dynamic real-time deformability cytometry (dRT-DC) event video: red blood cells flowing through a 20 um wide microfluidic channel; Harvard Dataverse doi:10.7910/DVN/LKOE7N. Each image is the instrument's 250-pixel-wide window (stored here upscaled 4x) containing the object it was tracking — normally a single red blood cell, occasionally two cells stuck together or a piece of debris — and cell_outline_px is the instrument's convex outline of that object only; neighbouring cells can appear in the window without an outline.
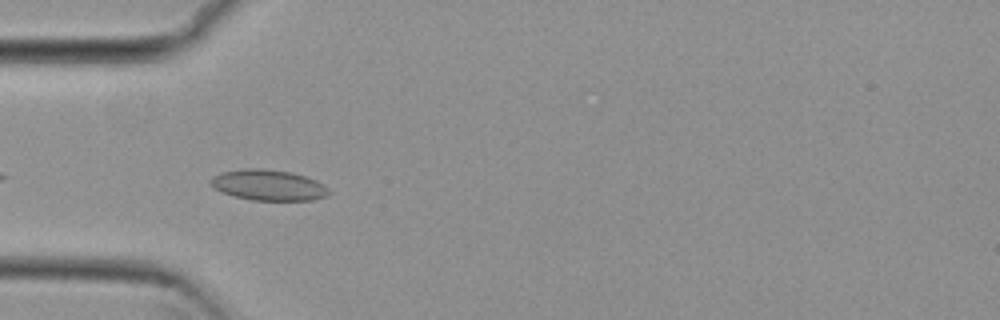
{"species": "common noctule bat (a hibernating species)", "species_latin": "Nyctalus noctula", "temperature_condition": "cold", "stored_images_in_passage": 37, "camera_frame_rate_fps": 3000, "um_per_image_px": 0.085, "animal": {"sex": "female", "body_mass_g": 29.2, "forearm_length_mm": 56.3}, "frame": {"image": 1, "passage_image": 3, "time_ms": 0.667, "image_size_px": [1000, 320], "cell_outline_px": [[332, 192], [328, 196], [312, 200], [252, 200], [220, 192], [208, 184], [208, 180], [212, 176], [224, 172], [244, 168], [260, 168], [292, 172], [316, 180], [324, 184]], "centroid_in_image_um": [22.81, 15.73], "position_along_channel_um": 62.2, "area_um2": 21.39}}
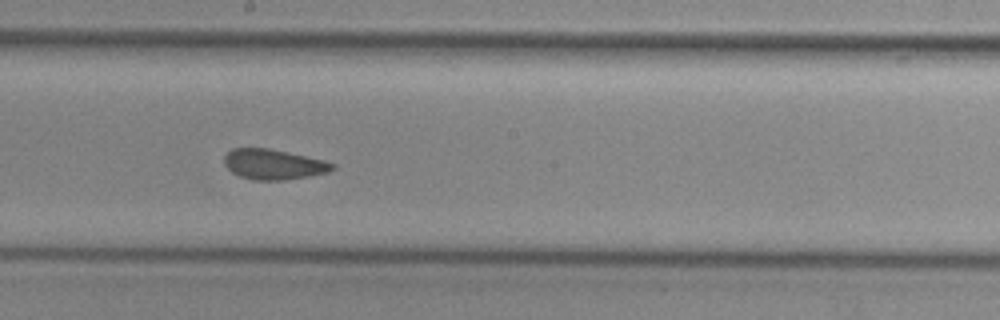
{"frame": {"image": 2, "passage_image": 16, "time_ms": 5.0, "image_size_px": [1000, 320], "cell_outline_px": [[336, 168], [328, 172], [308, 176], [284, 180], [252, 180], [240, 176], [232, 172], [224, 164], [224, 156], [232, 148], [268, 148], [288, 152], [324, 160], [336, 164]], "centroid_in_image_um": [23.25, 13.97], "position_along_channel_um": 224.9, "area_um2": 19.07}}
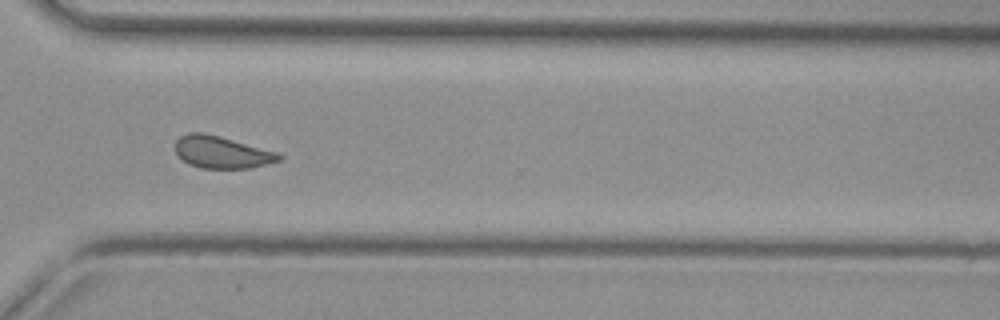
{"frame": {"image": 3, "passage_image": 26, "time_ms": 8.333, "image_size_px": [1000, 320], "cell_outline_px": [[284, 156], [280, 160], [248, 168], [200, 168], [188, 164], [176, 152], [176, 140], [180, 136], [188, 132], [204, 132], [220, 136], [280, 152]], "centroid_in_image_um": [18.87, 12.92], "position_along_channel_um": 351.7, "area_um2": 19.48}, "authors_computed_cell_mechanics": {"area_um2": 19.3052, "velocity_mm_per_s": 3.8052, "shape_relaxation_time_tau1_ms": null, "shape_relaxation_time_tau2_ms": 2.2412, "deformation_change_tau1": null, "deformation_change_tau2": 0.0816}}